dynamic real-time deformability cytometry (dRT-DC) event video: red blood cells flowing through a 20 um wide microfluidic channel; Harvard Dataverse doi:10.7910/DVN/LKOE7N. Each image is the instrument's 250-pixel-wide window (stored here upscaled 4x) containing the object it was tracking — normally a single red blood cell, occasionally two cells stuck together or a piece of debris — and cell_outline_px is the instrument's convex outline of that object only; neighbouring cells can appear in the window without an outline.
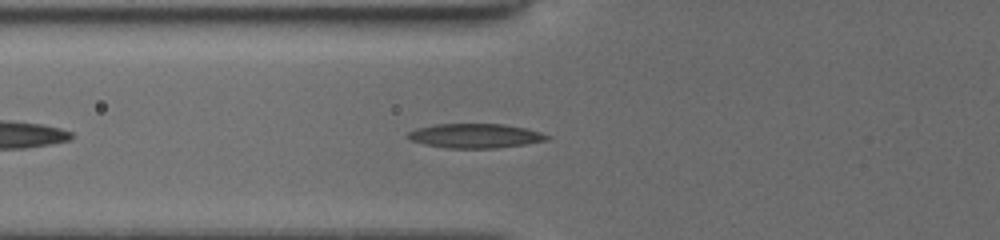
{"species": "common noctule bat (a hibernating species)", "species_latin": "Nyctalus noctula", "temperature_condition": "cold", "stored_images_in_passage": 40, "segment_of_instrument_passage": [1, 2], "camera_frame_rate_fps": 3000, "um_per_image_px": 0.085, "animal": {"sex": "female", "body_mass_g": 19.5, "forearm_length_mm": 54.1}, "frame": {"image": 1, "passage_image": 7, "time_ms": 2.0, "image_size_px": [1000, 240], "cell_outline_px": [[548, 140], [524, 144], [496, 148], [444, 148], [424, 144], [412, 140], [404, 136], [408, 132], [416, 128], [436, 124], [504, 124], [524, 128], [540, 132], [548, 136]], "centroid_in_image_um": [40.33, 11.54], "position_along_channel_um": 85.5, "area_um2": 19.65}}
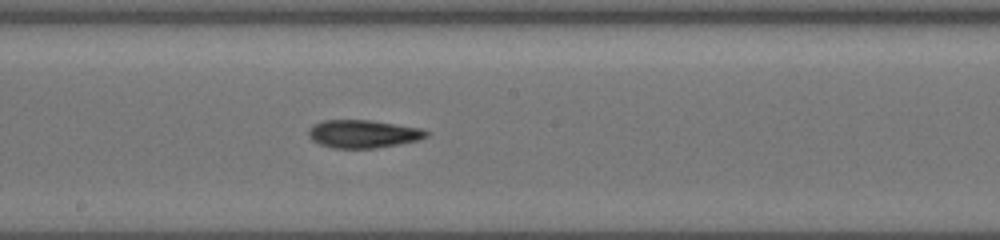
{"frame": {"image": 2, "passage_image": 17, "time_ms": 5.333, "image_size_px": [1000, 240], "cell_outline_px": [[428, 136], [420, 140], [400, 144], [376, 148], [332, 148], [320, 144], [312, 140], [308, 136], [308, 128], [324, 120], [372, 120], [420, 128], [428, 132]], "centroid_in_image_um": [30.87, 11.38], "position_along_channel_um": 217.3, "area_um2": 19.25}}
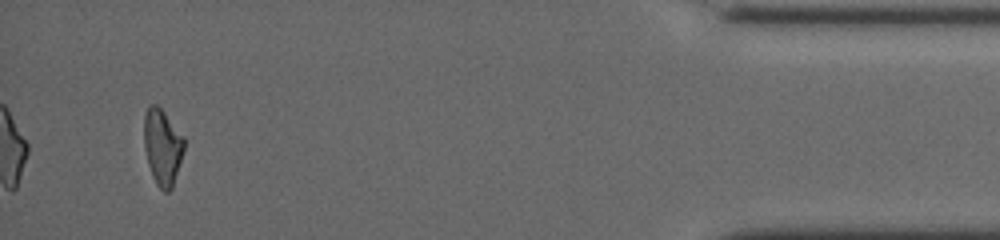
{"frame": {"image": 3, "passage_image": 37, "time_ms": 12.0, "image_size_px": [1000, 240], "cell_outline_px": [[184, 148], [172, 188], [168, 192], [164, 192], [156, 184], [152, 176], [148, 164], [144, 148], [144, 116], [148, 104], [156, 104], [164, 112], [184, 136]], "centroid_in_image_um": [13.79, 12.47], "position_along_channel_um": 421.4, "area_um2": 17.74}}